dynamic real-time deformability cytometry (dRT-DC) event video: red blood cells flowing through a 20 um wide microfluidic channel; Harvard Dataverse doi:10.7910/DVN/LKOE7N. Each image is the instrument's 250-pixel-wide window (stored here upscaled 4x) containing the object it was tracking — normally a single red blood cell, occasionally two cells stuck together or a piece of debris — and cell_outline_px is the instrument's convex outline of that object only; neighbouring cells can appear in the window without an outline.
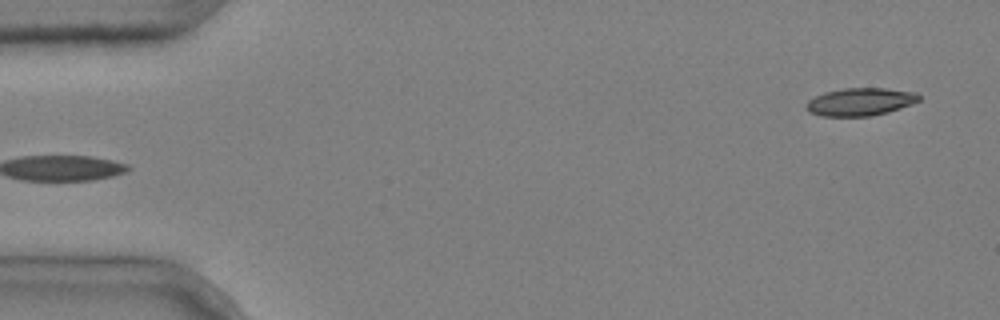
{"species": "common noctule bat (a hibernating species)", "species_latin": "Nyctalus noctula", "temperature_condition": "cold", "stored_images_in_passage": 5, "camera_frame_rate_fps": 3000, "um_per_image_px": 0.085, "animal": {"sex": "male", "body_mass_g": 20.4}, "frame": {"image": 1, "passage_image": 1, "time_ms": 0.0, "image_size_px": [1000, 320], "cell_outline_px": [[920, 100], [912, 104], [888, 112], [872, 116], [824, 116], [808, 112], [808, 100], [824, 92], [844, 88], [884, 88], [916, 92], [920, 96]], "centroid_in_image_um": [73.16, 8.65], "position_along_channel_um": 11.8, "area_um2": 18.15}}